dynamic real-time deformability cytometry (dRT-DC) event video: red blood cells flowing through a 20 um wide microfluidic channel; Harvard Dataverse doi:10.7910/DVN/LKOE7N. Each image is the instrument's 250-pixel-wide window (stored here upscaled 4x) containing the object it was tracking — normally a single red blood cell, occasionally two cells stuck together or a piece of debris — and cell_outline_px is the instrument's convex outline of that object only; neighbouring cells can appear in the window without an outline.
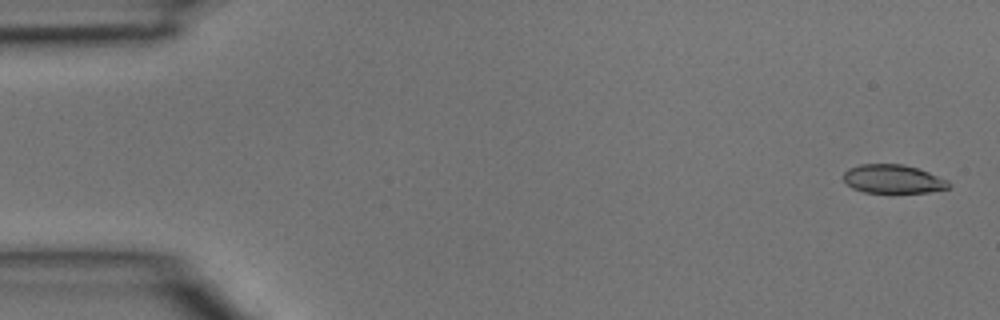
{"species": "common noctule bat (a hibernating species)", "species_latin": "Nyctalus noctula", "temperature_condition": "room temperature", "stored_images_in_passage": 3, "camera_frame_rate_fps": 3000, "um_per_image_px": 0.085, "animal": {"sex": "male", "body_mass_g": 15.6}, "frame": {"image": 1, "passage_image": 1, "time_ms": 0.0, "image_size_px": [1000, 320], "cell_outline_px": [[952, 184], [948, 188], [928, 192], [864, 192], [852, 188], [844, 180], [844, 172], [848, 168], [860, 164], [904, 164], [928, 172], [948, 180]], "centroid_in_image_um": [75.9, 15.21], "position_along_channel_um": 9.1, "area_um2": 17.46}}